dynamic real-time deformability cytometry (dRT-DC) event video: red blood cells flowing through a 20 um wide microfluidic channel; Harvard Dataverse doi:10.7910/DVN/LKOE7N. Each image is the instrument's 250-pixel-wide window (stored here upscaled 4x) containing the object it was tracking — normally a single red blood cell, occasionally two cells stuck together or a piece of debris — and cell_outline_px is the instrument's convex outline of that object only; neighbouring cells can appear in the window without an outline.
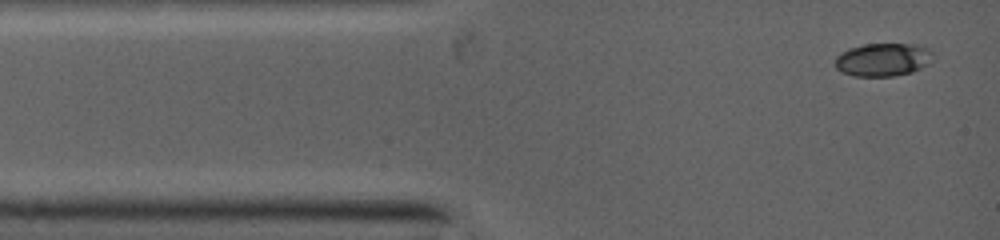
{"species": "common noctule bat (a hibernating species)", "species_latin": "Nyctalus noctula", "temperature_condition": "warm", "stored_images_in_passage": 4, "camera_frame_rate_fps": 5000, "um_per_image_px": 0.085, "animal": {"sex": "female", "body_mass_g": 19.0, "forearm_length_mm": 53.3}, "frame": {"image": 1, "passage_image": 1, "time_ms": 0.0, "image_size_px": [1000, 240], "cell_outline_px": [[932, 52], [928, 64], [912, 72], [896, 76], [852, 76], [836, 68], [836, 56], [840, 52], [848, 48], [864, 44], [912, 44], [924, 48]], "centroid_in_image_um": [75.0, 5.07], "position_along_channel_um": 10.0, "area_um2": 18.67}}
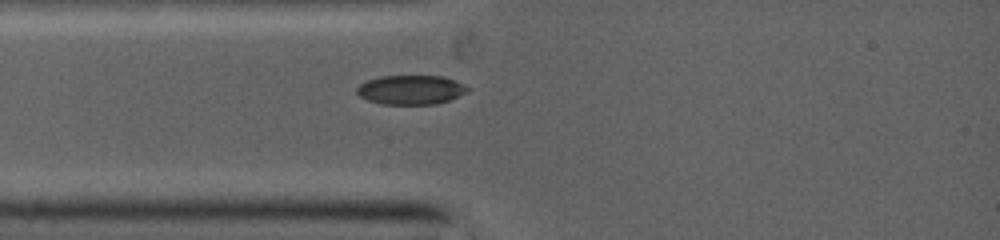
{"frame": {"image": 2, "passage_image": 4, "time_ms": 2.0, "image_size_px": [1000, 240], "cell_outline_px": [[468, 88], [464, 92], [448, 100], [436, 104], [384, 104], [368, 100], [360, 96], [356, 92], [356, 88], [360, 84], [368, 80], [380, 76], [440, 76], [452, 80]], "centroid_in_image_um": [34.83, 7.63], "position_along_channel_um": 50.2, "area_um2": 18.38}}